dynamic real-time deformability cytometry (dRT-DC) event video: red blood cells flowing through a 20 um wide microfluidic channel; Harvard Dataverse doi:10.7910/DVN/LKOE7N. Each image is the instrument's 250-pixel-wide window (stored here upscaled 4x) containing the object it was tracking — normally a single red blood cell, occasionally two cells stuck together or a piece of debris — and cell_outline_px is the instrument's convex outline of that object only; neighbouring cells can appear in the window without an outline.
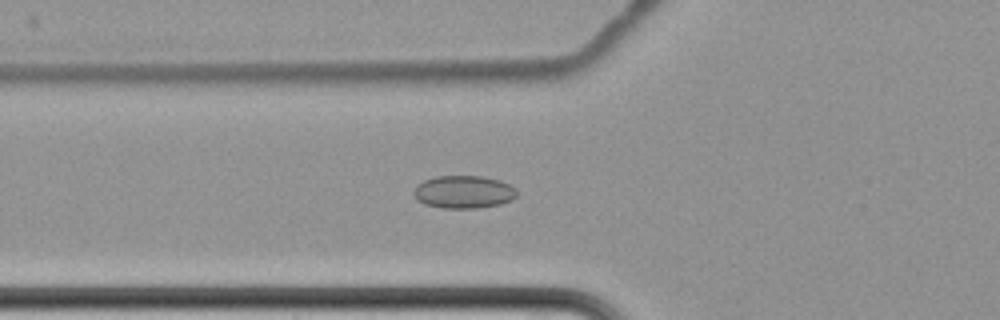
{"species": "common noctule bat (a hibernating species)", "species_latin": "Nyctalus noctula", "temperature_condition": "cold", "stored_images_in_passage": 8, "camera_frame_rate_fps": 3000, "um_per_image_px": 0.085, "animal": {"sex": "female", "body_mass_g": 22.7, "forearm_length_mm": 54.2}, "frame": {"image": 1, "passage_image": 8, "time_ms": 8.333, "image_size_px": [1000, 320], "cell_outline_px": [[516, 196], [512, 200], [500, 204], [476, 208], [444, 208], [424, 204], [416, 200], [412, 192], [416, 184], [424, 180], [436, 176], [480, 176], [500, 180], [516, 188]], "centroid_in_image_um": [39.37, 16.31], "position_along_channel_um": 86.4, "area_um2": 19.83}}